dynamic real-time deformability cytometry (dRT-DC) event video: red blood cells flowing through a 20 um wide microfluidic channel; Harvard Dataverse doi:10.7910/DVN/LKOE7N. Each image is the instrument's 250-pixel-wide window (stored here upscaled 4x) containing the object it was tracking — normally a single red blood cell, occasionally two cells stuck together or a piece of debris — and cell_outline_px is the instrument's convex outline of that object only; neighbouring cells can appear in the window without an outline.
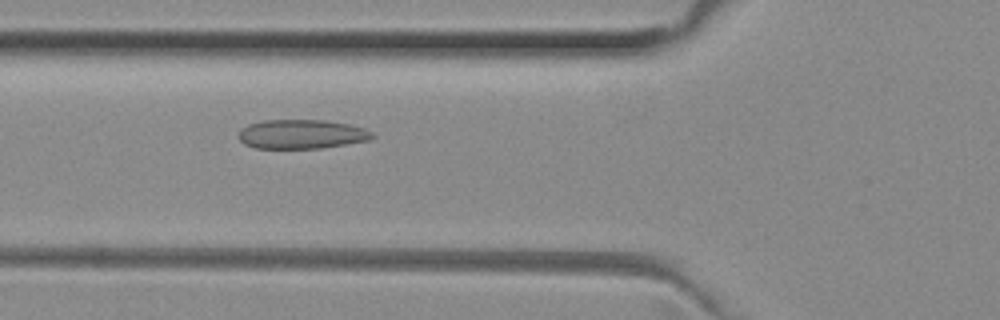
{"species": "common noctule bat (a hibernating species)", "species_latin": "Nyctalus noctula", "temperature_condition": "room temperature", "stored_images_in_passage": 50, "camera_frame_rate_fps": 3000, "um_per_image_px": 0.085, "animal": {"sex": "female", "body_mass_g": 29.2, "forearm_length_mm": 56.3}, "frame": {"image": 1, "passage_image": 18, "time_ms": 5.667, "image_size_px": [1000, 320], "cell_outline_px": [[376, 136], [368, 140], [320, 148], [256, 148], [244, 144], [240, 140], [240, 128], [248, 124], [264, 120], [324, 120], [348, 124], [364, 128], [372, 132]], "centroid_in_image_um": [25.62, 11.4], "position_along_channel_um": 100.2, "area_um2": 22.6}}
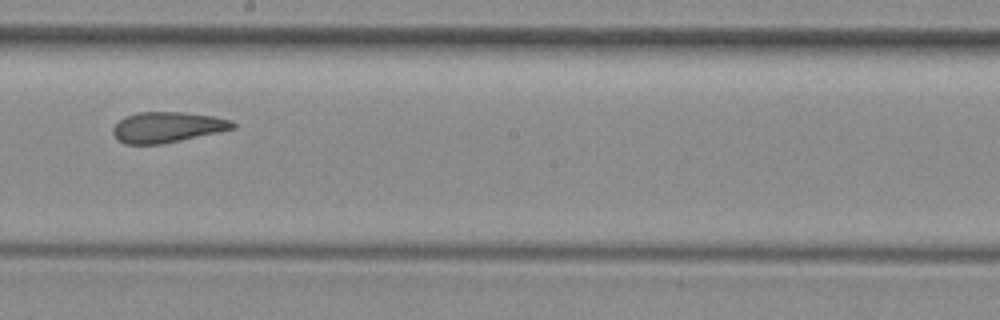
{"frame": {"image": 2, "passage_image": 28, "time_ms": 9.0, "image_size_px": [1000, 320], "cell_outline_px": [[236, 128], [180, 140], [160, 144], [124, 144], [116, 140], [112, 132], [112, 128], [120, 120], [136, 112], [184, 112], [216, 116], [232, 120], [236, 124]], "centroid_in_image_um": [14.22, 10.8], "position_along_channel_um": 234.0, "area_um2": 21.39}}
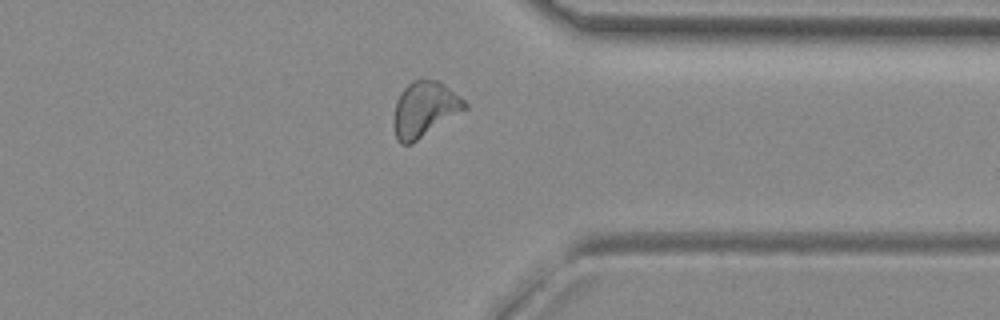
{"frame": {"image": 3, "passage_image": 39, "time_ms": 12.667, "image_size_px": [1000, 320], "cell_outline_px": [[468, 108], [412, 144], [400, 144], [396, 140], [392, 124], [392, 120], [396, 100], [400, 92], [412, 80], [440, 80], [460, 96], [468, 104]], "centroid_in_image_um": [36.06, 9.3], "position_along_channel_um": 375.3, "area_um2": 23.29}, "authors_computed_cell_mechanics": {"area_um2": 22.5709, "velocity_mm_per_s": 4.0157, "shape_relaxation_time_tau1_ms": null, "shape_relaxation_time_tau2_ms": 2.0918, "deformation_change_tau1": null, "deformation_change_tau2": 0.0892}}